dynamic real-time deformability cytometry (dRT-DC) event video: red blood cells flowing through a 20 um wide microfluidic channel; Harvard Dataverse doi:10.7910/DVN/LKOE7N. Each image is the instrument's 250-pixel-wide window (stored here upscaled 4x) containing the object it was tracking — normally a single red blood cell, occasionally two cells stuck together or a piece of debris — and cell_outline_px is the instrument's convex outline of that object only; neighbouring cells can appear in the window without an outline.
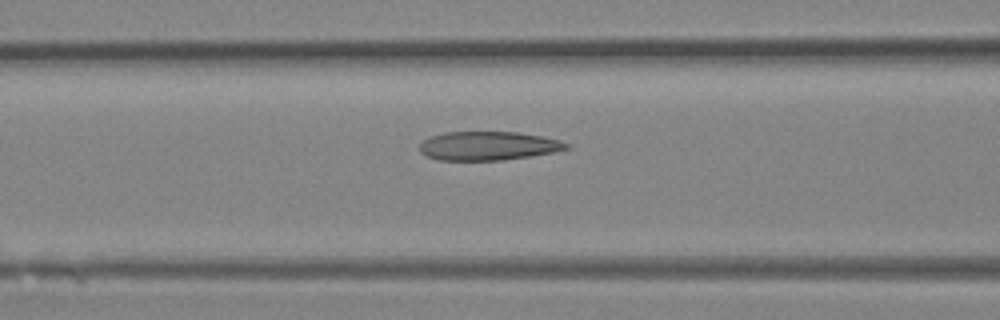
{"species": "Egyptian fruit bat (a non-hibernating species)", "species_latin": "Rousettus aegyptiacus", "temperature_condition": "room temperature", "stored_images_in_passage": 36, "camera_frame_rate_fps": 3000, "um_per_image_px": 0.085, "animal": {"sex": "female"}, "frame": {"image": 1, "passage_image": 15, "time_ms": 4.667, "image_size_px": [1000, 320], "cell_outline_px": [[572, 148], [532, 156], [504, 160], [440, 160], [424, 156], [420, 152], [420, 144], [424, 140], [432, 136], [444, 132], [516, 132], [540, 136], [560, 140], [568, 144]], "centroid_in_image_um": [41.49, 12.4], "position_along_channel_um": 125.1, "area_um2": 24.62}}
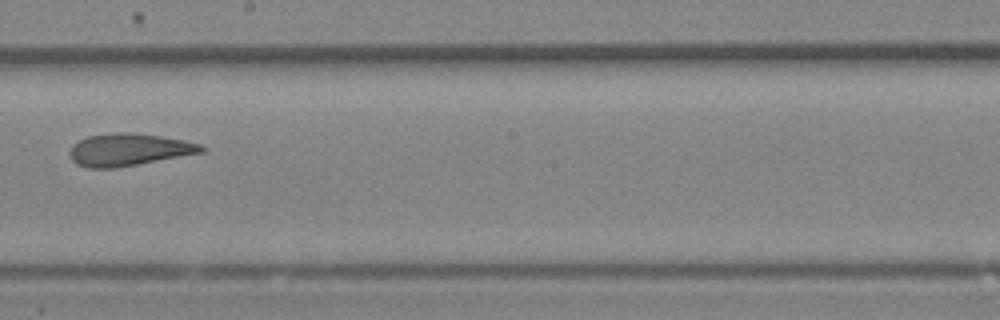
{"frame": {"image": 2, "passage_image": 21, "time_ms": 6.667, "image_size_px": [1000, 320], "cell_outline_px": [[208, 148], [204, 152], [116, 168], [88, 168], [76, 164], [72, 160], [68, 152], [72, 144], [88, 136], [128, 132], [160, 136], [184, 140], [200, 144]], "centroid_in_image_um": [10.94, 12.73], "position_along_channel_um": 237.3, "area_um2": 24.68}}
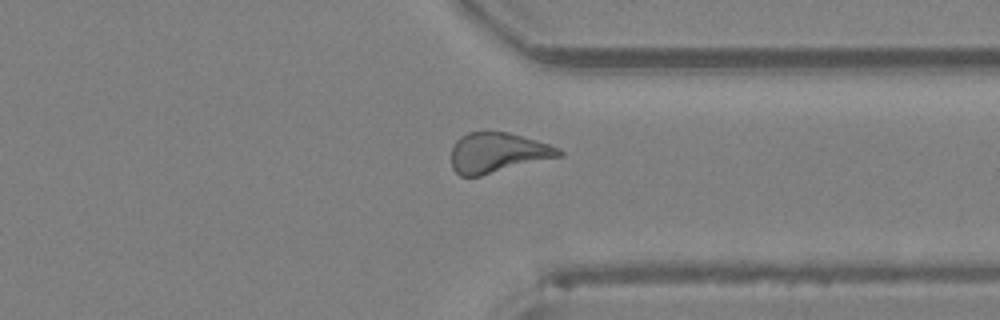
{"frame": {"image": 3, "passage_image": 28, "time_ms": 9.0, "image_size_px": [1000, 320], "cell_outline_px": [[564, 156], [480, 176], [460, 176], [452, 168], [452, 148], [456, 140], [460, 136], [468, 132], [508, 132], [536, 140], [560, 148], [564, 152]], "centroid_in_image_um": [42.32, 12.99], "position_along_channel_um": 369.1, "area_um2": 25.26}}